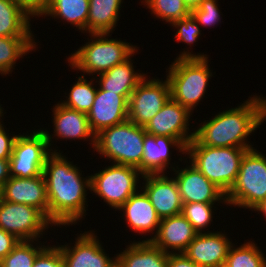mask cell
<instances>
[{
  "instance_id": "35",
  "label": "cell",
  "mask_w": 266,
  "mask_h": 267,
  "mask_svg": "<svg viewBox=\"0 0 266 267\" xmlns=\"http://www.w3.org/2000/svg\"><path fill=\"white\" fill-rule=\"evenodd\" d=\"M217 0H203L199 7L191 11V15L199 25L215 26L221 20V12L216 4Z\"/></svg>"
},
{
  "instance_id": "41",
  "label": "cell",
  "mask_w": 266,
  "mask_h": 267,
  "mask_svg": "<svg viewBox=\"0 0 266 267\" xmlns=\"http://www.w3.org/2000/svg\"><path fill=\"white\" fill-rule=\"evenodd\" d=\"M10 178L9 159H0V186Z\"/></svg>"
},
{
  "instance_id": "19",
  "label": "cell",
  "mask_w": 266,
  "mask_h": 267,
  "mask_svg": "<svg viewBox=\"0 0 266 267\" xmlns=\"http://www.w3.org/2000/svg\"><path fill=\"white\" fill-rule=\"evenodd\" d=\"M3 200L26 204L39 209L48 218L47 190L43 174L30 177H10L2 186Z\"/></svg>"
},
{
  "instance_id": "22",
  "label": "cell",
  "mask_w": 266,
  "mask_h": 267,
  "mask_svg": "<svg viewBox=\"0 0 266 267\" xmlns=\"http://www.w3.org/2000/svg\"><path fill=\"white\" fill-rule=\"evenodd\" d=\"M54 136L60 139H91L95 146V134L92 132L86 113L79 112L57 103L53 106Z\"/></svg>"
},
{
  "instance_id": "4",
  "label": "cell",
  "mask_w": 266,
  "mask_h": 267,
  "mask_svg": "<svg viewBox=\"0 0 266 267\" xmlns=\"http://www.w3.org/2000/svg\"><path fill=\"white\" fill-rule=\"evenodd\" d=\"M250 149L253 148L205 146L193 138L186 146V154L191 164L227 194L237 179L244 154Z\"/></svg>"
},
{
  "instance_id": "3",
  "label": "cell",
  "mask_w": 266,
  "mask_h": 267,
  "mask_svg": "<svg viewBox=\"0 0 266 267\" xmlns=\"http://www.w3.org/2000/svg\"><path fill=\"white\" fill-rule=\"evenodd\" d=\"M167 72L171 98L192 113L204 98L209 79L213 76L207 55L183 51Z\"/></svg>"
},
{
  "instance_id": "13",
  "label": "cell",
  "mask_w": 266,
  "mask_h": 267,
  "mask_svg": "<svg viewBox=\"0 0 266 267\" xmlns=\"http://www.w3.org/2000/svg\"><path fill=\"white\" fill-rule=\"evenodd\" d=\"M93 232L80 233L74 246L58 245L64 267H117V256L109 257Z\"/></svg>"
},
{
  "instance_id": "14",
  "label": "cell",
  "mask_w": 266,
  "mask_h": 267,
  "mask_svg": "<svg viewBox=\"0 0 266 267\" xmlns=\"http://www.w3.org/2000/svg\"><path fill=\"white\" fill-rule=\"evenodd\" d=\"M187 166L183 169L178 166L172 169L183 203H226V194L219 187L209 181L193 164Z\"/></svg>"
},
{
  "instance_id": "10",
  "label": "cell",
  "mask_w": 266,
  "mask_h": 267,
  "mask_svg": "<svg viewBox=\"0 0 266 267\" xmlns=\"http://www.w3.org/2000/svg\"><path fill=\"white\" fill-rule=\"evenodd\" d=\"M53 224L37 208L2 200L0 202V228L20 241H38Z\"/></svg>"
},
{
  "instance_id": "7",
  "label": "cell",
  "mask_w": 266,
  "mask_h": 267,
  "mask_svg": "<svg viewBox=\"0 0 266 267\" xmlns=\"http://www.w3.org/2000/svg\"><path fill=\"white\" fill-rule=\"evenodd\" d=\"M266 199V157L253 148L241 161L237 179L226 194V205L253 209Z\"/></svg>"
},
{
  "instance_id": "11",
  "label": "cell",
  "mask_w": 266,
  "mask_h": 267,
  "mask_svg": "<svg viewBox=\"0 0 266 267\" xmlns=\"http://www.w3.org/2000/svg\"><path fill=\"white\" fill-rule=\"evenodd\" d=\"M147 78L137 85L128 101V120L142 127L146 126L171 97L167 78L165 81Z\"/></svg>"
},
{
  "instance_id": "25",
  "label": "cell",
  "mask_w": 266,
  "mask_h": 267,
  "mask_svg": "<svg viewBox=\"0 0 266 267\" xmlns=\"http://www.w3.org/2000/svg\"><path fill=\"white\" fill-rule=\"evenodd\" d=\"M89 8V0H46L41 16L61 18L86 33Z\"/></svg>"
},
{
  "instance_id": "17",
  "label": "cell",
  "mask_w": 266,
  "mask_h": 267,
  "mask_svg": "<svg viewBox=\"0 0 266 267\" xmlns=\"http://www.w3.org/2000/svg\"><path fill=\"white\" fill-rule=\"evenodd\" d=\"M221 232L198 233L183 252L199 267H223L230 246V239Z\"/></svg>"
},
{
  "instance_id": "38",
  "label": "cell",
  "mask_w": 266,
  "mask_h": 267,
  "mask_svg": "<svg viewBox=\"0 0 266 267\" xmlns=\"http://www.w3.org/2000/svg\"><path fill=\"white\" fill-rule=\"evenodd\" d=\"M20 240L0 228V261L6 257L18 244Z\"/></svg>"
},
{
  "instance_id": "18",
  "label": "cell",
  "mask_w": 266,
  "mask_h": 267,
  "mask_svg": "<svg viewBox=\"0 0 266 267\" xmlns=\"http://www.w3.org/2000/svg\"><path fill=\"white\" fill-rule=\"evenodd\" d=\"M197 234L194 227L180 213L161 219L156 235L142 241H150L166 253H183Z\"/></svg>"
},
{
  "instance_id": "29",
  "label": "cell",
  "mask_w": 266,
  "mask_h": 267,
  "mask_svg": "<svg viewBox=\"0 0 266 267\" xmlns=\"http://www.w3.org/2000/svg\"><path fill=\"white\" fill-rule=\"evenodd\" d=\"M252 241L239 247L231 245L223 267H266L262 250Z\"/></svg>"
},
{
  "instance_id": "33",
  "label": "cell",
  "mask_w": 266,
  "mask_h": 267,
  "mask_svg": "<svg viewBox=\"0 0 266 267\" xmlns=\"http://www.w3.org/2000/svg\"><path fill=\"white\" fill-rule=\"evenodd\" d=\"M214 203H183L181 214L198 233L212 222Z\"/></svg>"
},
{
  "instance_id": "43",
  "label": "cell",
  "mask_w": 266,
  "mask_h": 267,
  "mask_svg": "<svg viewBox=\"0 0 266 267\" xmlns=\"http://www.w3.org/2000/svg\"><path fill=\"white\" fill-rule=\"evenodd\" d=\"M254 211L261 212L266 217V199H264L259 205H257Z\"/></svg>"
},
{
  "instance_id": "34",
  "label": "cell",
  "mask_w": 266,
  "mask_h": 267,
  "mask_svg": "<svg viewBox=\"0 0 266 267\" xmlns=\"http://www.w3.org/2000/svg\"><path fill=\"white\" fill-rule=\"evenodd\" d=\"M171 25L177 29L175 40L190 46L197 42L196 40L201 34L200 26L191 14L188 17L173 21Z\"/></svg>"
},
{
  "instance_id": "12",
  "label": "cell",
  "mask_w": 266,
  "mask_h": 267,
  "mask_svg": "<svg viewBox=\"0 0 266 267\" xmlns=\"http://www.w3.org/2000/svg\"><path fill=\"white\" fill-rule=\"evenodd\" d=\"M191 115L186 107L170 97L144 128L147 133L155 136L176 138L186 147L195 135V132H188Z\"/></svg>"
},
{
  "instance_id": "9",
  "label": "cell",
  "mask_w": 266,
  "mask_h": 267,
  "mask_svg": "<svg viewBox=\"0 0 266 267\" xmlns=\"http://www.w3.org/2000/svg\"><path fill=\"white\" fill-rule=\"evenodd\" d=\"M138 168L128 165L113 164L90 176V191L104 199L114 209H119L138 191Z\"/></svg>"
},
{
  "instance_id": "6",
  "label": "cell",
  "mask_w": 266,
  "mask_h": 267,
  "mask_svg": "<svg viewBox=\"0 0 266 267\" xmlns=\"http://www.w3.org/2000/svg\"><path fill=\"white\" fill-rule=\"evenodd\" d=\"M145 128L126 120L95 135L94 150L113 164L128 165L142 173Z\"/></svg>"
},
{
  "instance_id": "36",
  "label": "cell",
  "mask_w": 266,
  "mask_h": 267,
  "mask_svg": "<svg viewBox=\"0 0 266 267\" xmlns=\"http://www.w3.org/2000/svg\"><path fill=\"white\" fill-rule=\"evenodd\" d=\"M33 267H64L60 248L47 245L35 258Z\"/></svg>"
},
{
  "instance_id": "45",
  "label": "cell",
  "mask_w": 266,
  "mask_h": 267,
  "mask_svg": "<svg viewBox=\"0 0 266 267\" xmlns=\"http://www.w3.org/2000/svg\"><path fill=\"white\" fill-rule=\"evenodd\" d=\"M3 108L1 107V105H0V117H2L3 116ZM0 120H2L1 118H0Z\"/></svg>"
},
{
  "instance_id": "28",
  "label": "cell",
  "mask_w": 266,
  "mask_h": 267,
  "mask_svg": "<svg viewBox=\"0 0 266 267\" xmlns=\"http://www.w3.org/2000/svg\"><path fill=\"white\" fill-rule=\"evenodd\" d=\"M34 37H0V74L12 73L14 64L36 48ZM10 72V73H9Z\"/></svg>"
},
{
  "instance_id": "23",
  "label": "cell",
  "mask_w": 266,
  "mask_h": 267,
  "mask_svg": "<svg viewBox=\"0 0 266 267\" xmlns=\"http://www.w3.org/2000/svg\"><path fill=\"white\" fill-rule=\"evenodd\" d=\"M131 59L130 57L125 62L99 74L98 87L121 96H130L146 75L134 70Z\"/></svg>"
},
{
  "instance_id": "20",
  "label": "cell",
  "mask_w": 266,
  "mask_h": 267,
  "mask_svg": "<svg viewBox=\"0 0 266 267\" xmlns=\"http://www.w3.org/2000/svg\"><path fill=\"white\" fill-rule=\"evenodd\" d=\"M178 148L179 152L186 154V147L176 138L155 136L145 132L142 154V174H164L170 165V148ZM170 165V167H169Z\"/></svg>"
},
{
  "instance_id": "44",
  "label": "cell",
  "mask_w": 266,
  "mask_h": 267,
  "mask_svg": "<svg viewBox=\"0 0 266 267\" xmlns=\"http://www.w3.org/2000/svg\"><path fill=\"white\" fill-rule=\"evenodd\" d=\"M3 200L2 186H0V202Z\"/></svg>"
},
{
  "instance_id": "31",
  "label": "cell",
  "mask_w": 266,
  "mask_h": 267,
  "mask_svg": "<svg viewBox=\"0 0 266 267\" xmlns=\"http://www.w3.org/2000/svg\"><path fill=\"white\" fill-rule=\"evenodd\" d=\"M144 6L151 10L157 18L171 24L175 20L188 17L190 10L186 7L183 0H143Z\"/></svg>"
},
{
  "instance_id": "32",
  "label": "cell",
  "mask_w": 266,
  "mask_h": 267,
  "mask_svg": "<svg viewBox=\"0 0 266 267\" xmlns=\"http://www.w3.org/2000/svg\"><path fill=\"white\" fill-rule=\"evenodd\" d=\"M34 241H20L19 244L0 261V267H33L37 255L46 247ZM41 245V246H40Z\"/></svg>"
},
{
  "instance_id": "15",
  "label": "cell",
  "mask_w": 266,
  "mask_h": 267,
  "mask_svg": "<svg viewBox=\"0 0 266 267\" xmlns=\"http://www.w3.org/2000/svg\"><path fill=\"white\" fill-rule=\"evenodd\" d=\"M129 98L97 87L93 105L87 113L92 132L96 135L103 129L126 121Z\"/></svg>"
},
{
  "instance_id": "8",
  "label": "cell",
  "mask_w": 266,
  "mask_h": 267,
  "mask_svg": "<svg viewBox=\"0 0 266 267\" xmlns=\"http://www.w3.org/2000/svg\"><path fill=\"white\" fill-rule=\"evenodd\" d=\"M52 138L54 137L43 129L33 130L28 135H17L9 159L10 177L30 178L42 175L47 157L57 151L50 147Z\"/></svg>"
},
{
  "instance_id": "1",
  "label": "cell",
  "mask_w": 266,
  "mask_h": 267,
  "mask_svg": "<svg viewBox=\"0 0 266 267\" xmlns=\"http://www.w3.org/2000/svg\"><path fill=\"white\" fill-rule=\"evenodd\" d=\"M80 172L60 150L46 159L42 174L47 190L48 219L54 226L72 225L86 214L90 176L83 178Z\"/></svg>"
},
{
  "instance_id": "26",
  "label": "cell",
  "mask_w": 266,
  "mask_h": 267,
  "mask_svg": "<svg viewBox=\"0 0 266 267\" xmlns=\"http://www.w3.org/2000/svg\"><path fill=\"white\" fill-rule=\"evenodd\" d=\"M31 15L11 0H0V37H34Z\"/></svg>"
},
{
  "instance_id": "5",
  "label": "cell",
  "mask_w": 266,
  "mask_h": 267,
  "mask_svg": "<svg viewBox=\"0 0 266 267\" xmlns=\"http://www.w3.org/2000/svg\"><path fill=\"white\" fill-rule=\"evenodd\" d=\"M90 35L91 39L68 57V63L72 69L80 70L89 76L106 72L138 52V47L135 45L120 39H108L110 33H92Z\"/></svg>"
},
{
  "instance_id": "30",
  "label": "cell",
  "mask_w": 266,
  "mask_h": 267,
  "mask_svg": "<svg viewBox=\"0 0 266 267\" xmlns=\"http://www.w3.org/2000/svg\"><path fill=\"white\" fill-rule=\"evenodd\" d=\"M92 80H86L83 74L81 77L79 76L76 83L70 89L71 91L68 93V96H66L67 100H63L60 104L87 114L93 105L97 92Z\"/></svg>"
},
{
  "instance_id": "27",
  "label": "cell",
  "mask_w": 266,
  "mask_h": 267,
  "mask_svg": "<svg viewBox=\"0 0 266 267\" xmlns=\"http://www.w3.org/2000/svg\"><path fill=\"white\" fill-rule=\"evenodd\" d=\"M122 0H89L87 33H111L119 20Z\"/></svg>"
},
{
  "instance_id": "16",
  "label": "cell",
  "mask_w": 266,
  "mask_h": 267,
  "mask_svg": "<svg viewBox=\"0 0 266 267\" xmlns=\"http://www.w3.org/2000/svg\"><path fill=\"white\" fill-rule=\"evenodd\" d=\"M143 191L148 196L160 219L180 214L183 202L176 180L165 174H146Z\"/></svg>"
},
{
  "instance_id": "42",
  "label": "cell",
  "mask_w": 266,
  "mask_h": 267,
  "mask_svg": "<svg viewBox=\"0 0 266 267\" xmlns=\"http://www.w3.org/2000/svg\"><path fill=\"white\" fill-rule=\"evenodd\" d=\"M202 1L203 0H183L184 4L190 10V12L198 8Z\"/></svg>"
},
{
  "instance_id": "21",
  "label": "cell",
  "mask_w": 266,
  "mask_h": 267,
  "mask_svg": "<svg viewBox=\"0 0 266 267\" xmlns=\"http://www.w3.org/2000/svg\"><path fill=\"white\" fill-rule=\"evenodd\" d=\"M139 190L133 194L118 210H122L128 227L132 231L146 234L156 230L158 231L160 217L152 206L146 193ZM140 192V193H139Z\"/></svg>"
},
{
  "instance_id": "24",
  "label": "cell",
  "mask_w": 266,
  "mask_h": 267,
  "mask_svg": "<svg viewBox=\"0 0 266 267\" xmlns=\"http://www.w3.org/2000/svg\"><path fill=\"white\" fill-rule=\"evenodd\" d=\"M117 256V267H167L168 253L150 241L132 242Z\"/></svg>"
},
{
  "instance_id": "2",
  "label": "cell",
  "mask_w": 266,
  "mask_h": 267,
  "mask_svg": "<svg viewBox=\"0 0 266 267\" xmlns=\"http://www.w3.org/2000/svg\"><path fill=\"white\" fill-rule=\"evenodd\" d=\"M265 120L266 99L254 95L238 107L205 120L194 131V139L200 145L211 147L254 148L247 143L248 136Z\"/></svg>"
},
{
  "instance_id": "40",
  "label": "cell",
  "mask_w": 266,
  "mask_h": 267,
  "mask_svg": "<svg viewBox=\"0 0 266 267\" xmlns=\"http://www.w3.org/2000/svg\"><path fill=\"white\" fill-rule=\"evenodd\" d=\"M167 267H199L183 253H168Z\"/></svg>"
},
{
  "instance_id": "37",
  "label": "cell",
  "mask_w": 266,
  "mask_h": 267,
  "mask_svg": "<svg viewBox=\"0 0 266 267\" xmlns=\"http://www.w3.org/2000/svg\"><path fill=\"white\" fill-rule=\"evenodd\" d=\"M1 123L2 121H0V159H10L17 135L9 136V133H6Z\"/></svg>"
},
{
  "instance_id": "39",
  "label": "cell",
  "mask_w": 266,
  "mask_h": 267,
  "mask_svg": "<svg viewBox=\"0 0 266 267\" xmlns=\"http://www.w3.org/2000/svg\"><path fill=\"white\" fill-rule=\"evenodd\" d=\"M11 1L19 4L32 17L41 16L46 3V0H11Z\"/></svg>"
}]
</instances>
